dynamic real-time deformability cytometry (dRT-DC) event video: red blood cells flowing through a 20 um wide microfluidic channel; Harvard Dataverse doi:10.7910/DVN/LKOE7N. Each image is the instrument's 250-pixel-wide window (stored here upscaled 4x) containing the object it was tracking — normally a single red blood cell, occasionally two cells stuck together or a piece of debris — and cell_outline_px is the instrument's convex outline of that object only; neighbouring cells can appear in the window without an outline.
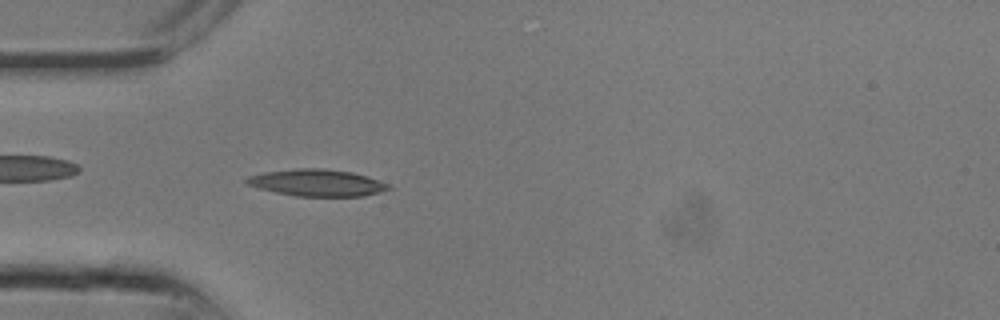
{"species": "common noctule bat (a hibernating species)", "species_latin": "Nyctalus noctula", "temperature_condition": "room temperature", "stored_images_in_passage": 7, "camera_frame_rate_fps": 3000, "um_per_image_px": 0.085, "animal": {"sex": "male", "body_mass_g": 13.3}, "frame": {"image": 1, "passage_image": 7, "time_ms": 2.0, "image_size_px": [1000, 320], "cell_outline_px": [[392, 188], [380, 192], [364, 196], [296, 196], [276, 192], [260, 188], [248, 184], [244, 180], [248, 176], [264, 172], [296, 168], [324, 168], [352, 172], [368, 176], [392, 184]], "centroid_in_image_um": [27.01, 15.53], "position_along_channel_um": 58.0, "area_um2": 22.31}}